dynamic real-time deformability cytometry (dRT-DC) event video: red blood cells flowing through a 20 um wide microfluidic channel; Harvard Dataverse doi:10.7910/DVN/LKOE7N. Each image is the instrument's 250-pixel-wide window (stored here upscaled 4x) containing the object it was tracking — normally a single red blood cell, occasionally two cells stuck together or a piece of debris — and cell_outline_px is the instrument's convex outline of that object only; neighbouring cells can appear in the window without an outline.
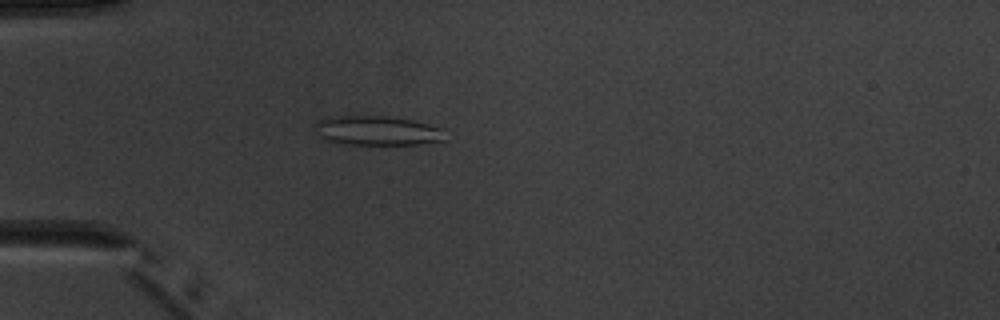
{"species": "common noctule bat (a hibernating species)", "species_latin": "Nyctalus noctula", "temperature_condition": "warm", "stored_images_in_passage": 4, "camera_frame_rate_fps": 3000, "um_per_image_px": 0.085, "animal": {"sex": "male", "body_mass_g": 20.1, "forearm_length_mm": 53.5}, "frame": {"image": 1, "passage_image": 4, "time_ms": 3.333, "image_size_px": [1000, 320], "cell_outline_px": [[448, 140], [416, 144], [344, 144], [328, 140], [320, 136], [316, 132], [312, 124], [320, 120], [332, 116], [388, 116], [412, 120], [444, 128]], "centroid_in_image_um": [32.1, 11.1], "position_along_channel_um": 52.9, "area_um2": 22.48}}